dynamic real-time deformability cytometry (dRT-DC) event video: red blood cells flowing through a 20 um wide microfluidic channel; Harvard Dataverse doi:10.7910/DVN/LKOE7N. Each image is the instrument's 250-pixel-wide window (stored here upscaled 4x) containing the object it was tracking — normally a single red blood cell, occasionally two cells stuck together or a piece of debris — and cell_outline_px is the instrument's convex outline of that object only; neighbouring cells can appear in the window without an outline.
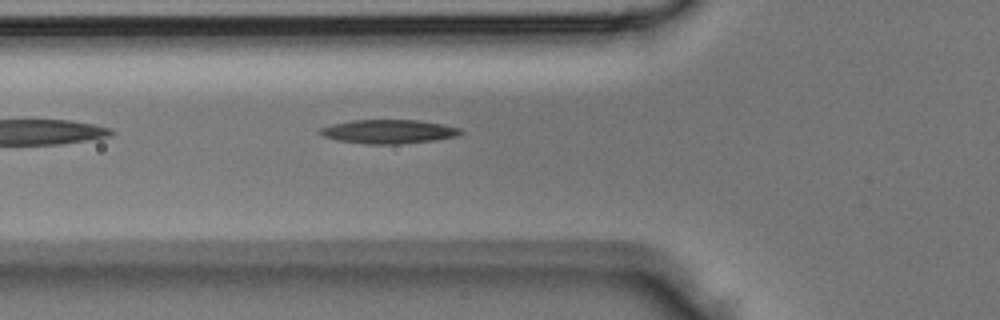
{"species": "Egyptian fruit bat (a non-hibernating species)", "species_latin": "Rousettus aegyptiacus", "temperature_condition": "room temperature", "stored_images_in_passage": 3, "camera_frame_rate_fps": 3000, "um_per_image_px": 0.085, "animal": {"sex": "male"}, "frame": {"image": 1, "passage_image": 3, "time_ms": 0.667, "image_size_px": [1000, 320], "cell_outline_px": [[464, 132], [456, 136], [436, 140], [400, 144], [364, 144], [336, 140], [324, 136], [320, 132], [320, 128], [332, 124], [352, 120], [416, 120], [440, 124], [460, 128]], "centroid_in_image_um": [33.03, 11.19], "position_along_channel_um": 92.8, "area_um2": 19.48}}